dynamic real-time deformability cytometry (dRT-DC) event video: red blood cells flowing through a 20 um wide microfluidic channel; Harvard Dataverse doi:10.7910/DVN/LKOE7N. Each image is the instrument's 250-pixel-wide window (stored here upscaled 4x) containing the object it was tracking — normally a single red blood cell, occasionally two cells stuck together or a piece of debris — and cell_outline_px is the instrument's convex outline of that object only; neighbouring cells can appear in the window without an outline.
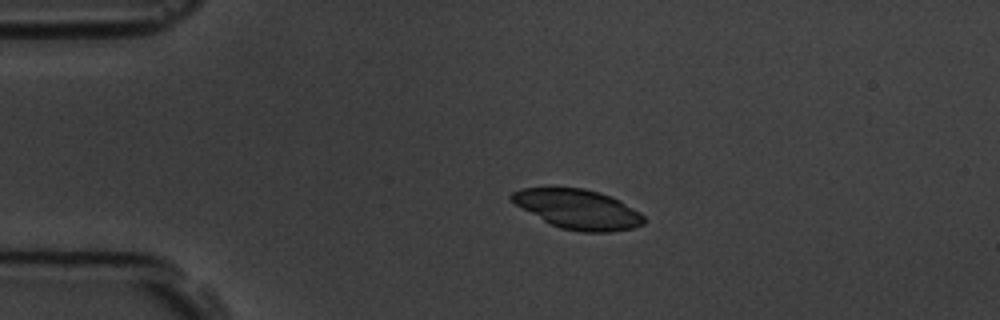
{"species": "common noctule bat (a hibernating species)", "species_latin": "Nyctalus noctula", "temperature_condition": "room temperature", "stored_images_in_passage": 8, "camera_frame_rate_fps": 3000, "um_per_image_px": 0.085, "animal": {"sex": "male", "body_mass_g": 19.5, "forearm_length_mm": 54.6}, "frame": {"image": 1, "passage_image": 3, "time_ms": 2.333, "image_size_px": [1000, 320], "cell_outline_px": [[648, 220], [644, 224], [632, 228], [608, 232], [580, 232], [560, 228], [544, 220], [516, 204], [508, 196], [512, 192], [520, 188], [584, 188], [600, 192], [620, 200], [640, 212]], "centroid_in_image_um": [49.18, 17.78], "position_along_channel_um": 35.8, "area_um2": 30.35}}